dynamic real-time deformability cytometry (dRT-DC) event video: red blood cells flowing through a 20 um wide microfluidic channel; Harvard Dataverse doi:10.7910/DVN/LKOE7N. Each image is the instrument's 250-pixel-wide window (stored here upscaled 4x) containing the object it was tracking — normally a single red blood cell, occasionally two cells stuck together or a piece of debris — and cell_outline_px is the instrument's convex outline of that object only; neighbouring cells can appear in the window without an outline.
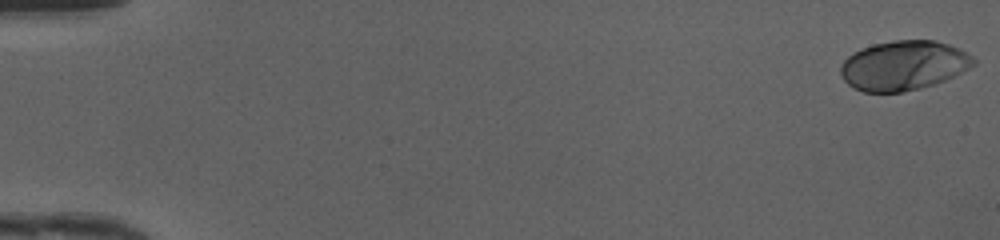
{"species": "human", "species_latin": "Homo sapiens", "temperature_condition": "cold", "stored_images_in_passage": 49, "camera_frame_rate_fps": 3000, "um_per_image_px": 0.085, "donor": {"sex": "female"}, "frame": {"image": 1, "passage_image": 1, "time_ms": 0.0, "image_size_px": [1000, 240], "cell_outline_px": [[976, 64], [936, 84], [904, 92], [864, 92], [848, 84], [844, 80], [840, 72], [840, 64], [852, 52], [860, 48], [872, 44], [896, 40], [936, 40], [960, 48], [972, 56], [976, 60]], "centroid_in_image_um": [76.79, 5.55], "position_along_channel_um": 8.2, "area_um2": 38.49}}
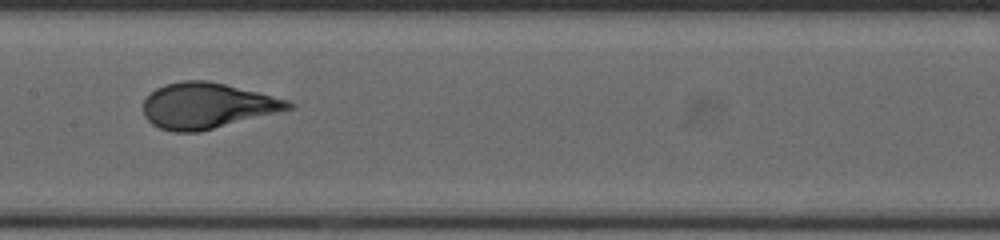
{"frame": {"image": 2, "passage_image": 26, "time_ms": 8.333, "image_size_px": [1000, 240], "cell_outline_px": [[296, 104], [292, 108], [200, 132], [176, 132], [160, 128], [152, 124], [144, 116], [144, 100], [156, 88], [164, 84], [184, 80], [208, 80], [288, 100]], "centroid_in_image_um": [17.57, 8.98], "position_along_channel_um": 189.8, "area_um2": 38.21}}
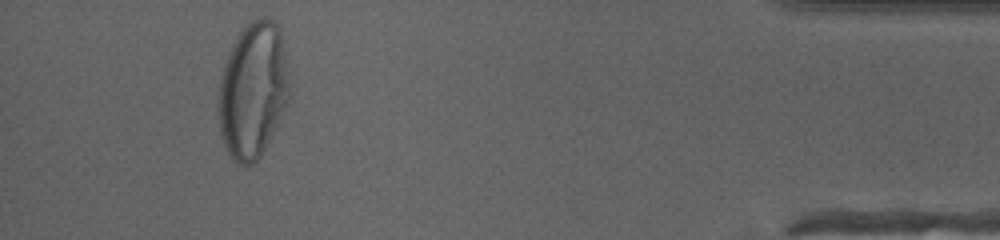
{"frame": {"image": 3, "passage_image": 46, "time_ms": 15.0, "image_size_px": [1000, 240], "cell_outline_px": [[292, 96], [260, 156], [252, 164], [240, 164], [228, 152], [224, 144], [220, 132], [220, 76], [228, 52], [232, 44], [240, 32], [252, 20], [264, 16], [272, 20], [280, 28], [284, 48]], "centroid_in_image_um": [21.54, 7.63], "position_along_channel_um": 413.7, "area_um2": 55.78}, "authors_computed_cell_mechanics": {"area_um2": 38.3214, "velocity_mm_per_s": 4.198, "shape_relaxation_time_tau1_ms": 3.9534, "shape_relaxation_time_tau2_ms": null, "deformation_change_tau1": 0.2263, "deformation_change_tau2": null}}